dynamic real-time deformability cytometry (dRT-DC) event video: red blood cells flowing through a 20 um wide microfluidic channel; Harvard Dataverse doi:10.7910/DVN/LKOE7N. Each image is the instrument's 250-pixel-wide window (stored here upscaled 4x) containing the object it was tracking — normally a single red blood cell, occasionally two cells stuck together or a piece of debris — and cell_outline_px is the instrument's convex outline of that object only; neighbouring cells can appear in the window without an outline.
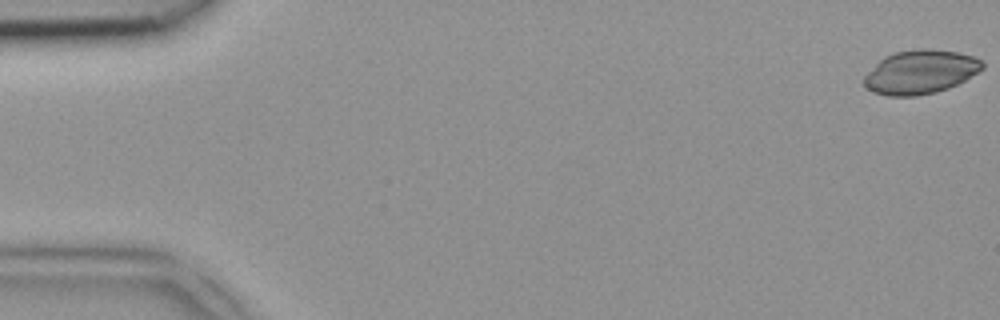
{"species": "common noctule bat (a hibernating species)", "species_latin": "Nyctalus noctula", "temperature_condition": "room temperature", "stored_images_in_passage": 11, "camera_frame_rate_fps": 3000, "um_per_image_px": 0.085, "animal": {"sex": "female", "body_mass_g": 18.4}, "frame": {"image": 1, "passage_image": 1, "time_ms": 0.0, "image_size_px": [1000, 320], "cell_outline_px": [[984, 68], [964, 80], [948, 88], [936, 92], [916, 96], [888, 96], [876, 92], [868, 88], [864, 84], [864, 76], [884, 56], [892, 52], [916, 48], [928, 48], [956, 52], [972, 56], [980, 60], [984, 64]], "centroid_in_image_um": [78.22, 6.1], "position_along_channel_um": 6.8, "area_um2": 30.06}}